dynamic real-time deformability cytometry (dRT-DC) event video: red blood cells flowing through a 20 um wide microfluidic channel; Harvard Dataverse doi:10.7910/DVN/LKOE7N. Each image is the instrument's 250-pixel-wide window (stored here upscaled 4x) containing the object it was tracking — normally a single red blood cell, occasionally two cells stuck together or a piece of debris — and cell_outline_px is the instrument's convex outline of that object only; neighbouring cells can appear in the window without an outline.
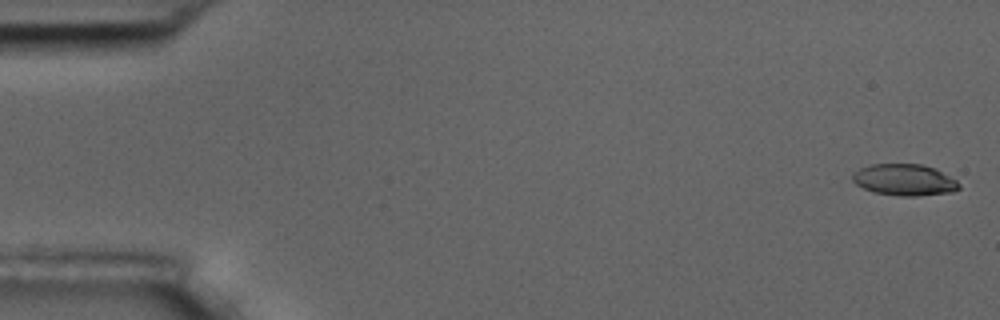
{"species": "common noctule bat (a hibernating species)", "species_latin": "Nyctalus noctula", "temperature_condition": "room temperature", "stored_images_in_passage": 4, "camera_frame_rate_fps": 3000, "um_per_image_px": 0.085, "animal": {"sex": "male", "body_mass_g": 17.5, "forearm_length_mm": 52.3}, "frame": {"image": 1, "passage_image": 1, "time_ms": 0.0, "image_size_px": [1000, 320], "cell_outline_px": [[960, 188], [952, 192], [916, 196], [900, 196], [872, 192], [856, 184], [852, 180], [852, 172], [860, 168], [872, 164], [920, 164], [936, 168], [956, 180], [960, 184]], "centroid_in_image_um": [76.87, 15.29], "position_along_channel_um": 8.1, "area_um2": 19.65}}